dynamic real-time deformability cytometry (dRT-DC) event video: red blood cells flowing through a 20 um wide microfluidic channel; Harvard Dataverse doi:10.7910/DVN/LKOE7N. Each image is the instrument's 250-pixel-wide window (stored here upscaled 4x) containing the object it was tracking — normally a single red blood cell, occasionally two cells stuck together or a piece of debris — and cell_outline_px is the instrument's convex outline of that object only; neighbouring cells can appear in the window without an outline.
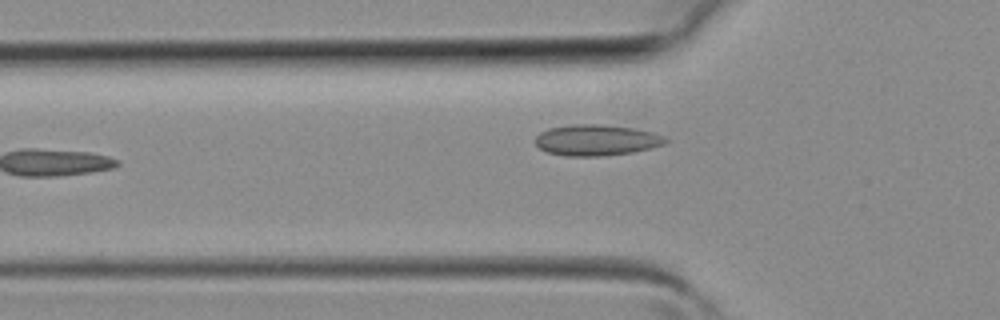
{"species": "common noctule bat (a hibernating species)", "species_latin": "Nyctalus noctula", "temperature_condition": "room temperature", "stored_images_in_passage": 5, "camera_frame_rate_fps": 3000, "um_per_image_px": 0.085, "animal": {"sex": "female", "body_mass_g": 19.3, "forearm_length_mm": 54.1}, "frame": {"image": 1, "passage_image": 5, "time_ms": 1.333, "image_size_px": [1000, 320], "cell_outline_px": [[668, 140], [664, 144], [632, 152], [600, 156], [564, 156], [548, 152], [540, 148], [536, 144], [536, 136], [540, 132], [548, 128], [572, 124], [604, 124], [632, 128], [652, 132], [664, 136]], "centroid_in_image_um": [50.67, 11.9], "position_along_channel_um": 75.1, "area_um2": 23.41}}